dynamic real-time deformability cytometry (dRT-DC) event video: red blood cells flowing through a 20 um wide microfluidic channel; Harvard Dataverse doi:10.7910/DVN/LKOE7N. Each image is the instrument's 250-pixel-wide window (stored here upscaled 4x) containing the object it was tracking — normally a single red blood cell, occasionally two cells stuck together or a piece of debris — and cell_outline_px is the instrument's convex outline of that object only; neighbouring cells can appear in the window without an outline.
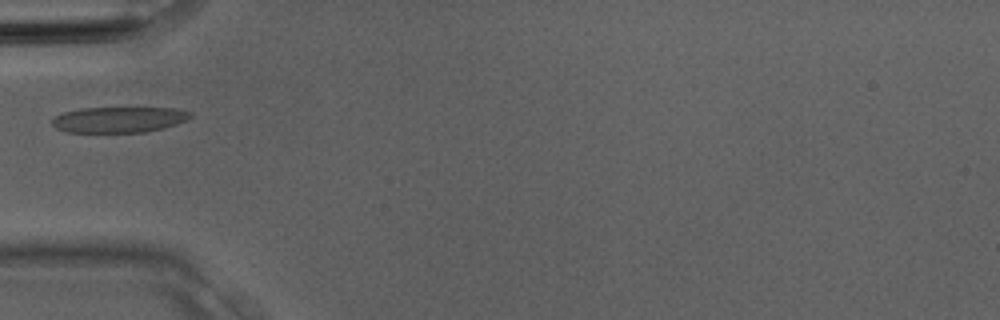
{"species": "Egyptian fruit bat (a non-hibernating species)", "species_latin": "Rousettus aegyptiacus", "temperature_condition": "room temperature", "stored_images_in_passage": 2, "camera_frame_rate_fps": 3000, "um_per_image_px": 0.085, "animal": {"sex": "male"}, "frame": {"image": 1, "passage_image": 2, "time_ms": 0.333, "image_size_px": [1000, 320], "cell_outline_px": [[192, 116], [188, 120], [164, 128], [144, 132], [64, 132], [56, 128], [52, 124], [52, 120], [56, 116], [64, 112], [84, 108], [172, 108], [192, 112]], "centroid_in_image_um": [10.13, 10.17], "position_along_channel_um": 74.9, "area_um2": 20.69}}